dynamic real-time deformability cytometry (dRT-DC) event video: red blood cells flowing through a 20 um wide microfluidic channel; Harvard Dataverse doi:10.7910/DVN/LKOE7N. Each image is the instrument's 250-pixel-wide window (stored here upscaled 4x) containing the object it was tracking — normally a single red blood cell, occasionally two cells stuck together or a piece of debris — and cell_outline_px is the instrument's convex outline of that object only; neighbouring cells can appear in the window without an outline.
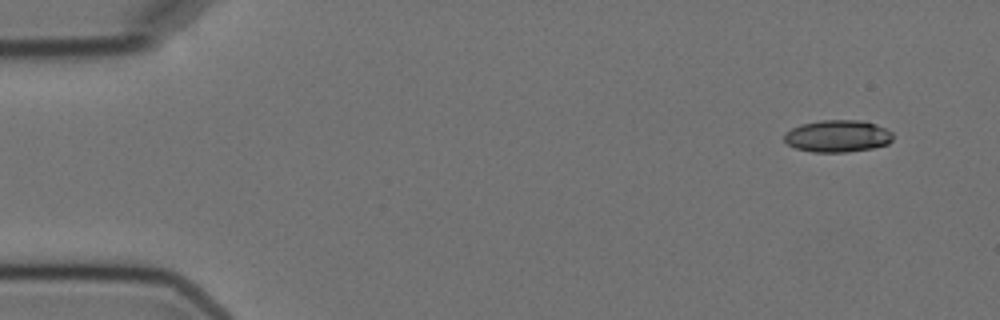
{"species": "Egyptian fruit bat (a non-hibernating species)", "species_latin": "Rousettus aegyptiacus", "temperature_condition": "cold", "stored_images_in_passage": 4, "camera_frame_rate_fps": 3000, "um_per_image_px": 0.085, "animal": {"sex": "female"}, "frame": {"image": 1, "passage_image": 1, "time_ms": 0.0, "image_size_px": [1000, 320], "cell_outline_px": [[892, 140], [888, 144], [872, 148], [848, 152], [812, 152], [796, 148], [788, 144], [784, 140], [784, 132], [800, 124], [820, 120], [860, 120], [876, 124], [892, 132]], "centroid_in_image_um": [71.18, 11.56], "position_along_channel_um": 13.8, "area_um2": 20.4}}
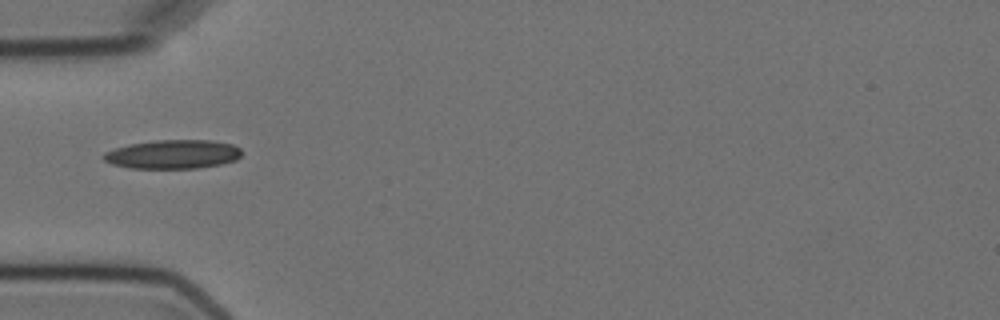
{"frame": {"image": 2, "passage_image": 4, "time_ms": 4.667, "image_size_px": [1000, 320], "cell_outline_px": [[240, 156], [236, 160], [220, 164], [196, 168], [132, 168], [112, 164], [104, 160], [100, 156], [104, 152], [128, 144], [156, 140], [212, 140], [232, 144], [240, 148]], "centroid_in_image_um": [14.67, 13.11], "position_along_channel_um": 70.3, "area_um2": 23.24}}